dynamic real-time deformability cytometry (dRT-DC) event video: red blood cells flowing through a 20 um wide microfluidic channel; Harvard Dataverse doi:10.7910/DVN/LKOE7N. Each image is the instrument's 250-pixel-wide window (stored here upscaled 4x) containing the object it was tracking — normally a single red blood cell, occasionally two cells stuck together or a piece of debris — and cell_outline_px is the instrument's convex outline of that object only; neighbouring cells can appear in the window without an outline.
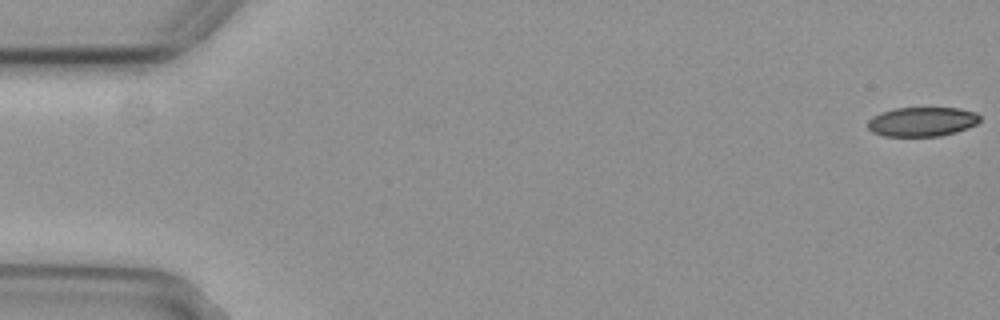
{"species": "common noctule bat (a hibernating species)", "species_latin": "Nyctalus noctula", "temperature_condition": "cold", "stored_images_in_passage": 55, "camera_frame_rate_fps": 3000, "um_per_image_px": 0.085, "animal": {"sex": "female", "body_mass_g": 29.2, "forearm_length_mm": 56.3}, "frame": {"image": 1, "passage_image": 1, "time_ms": 0.0, "image_size_px": [1000, 320], "cell_outline_px": [[980, 120], [976, 124], [968, 128], [956, 132], [940, 136], [884, 136], [872, 132], [868, 128], [868, 120], [872, 116], [880, 112], [896, 108], [960, 108], [976, 112], [980, 116]], "centroid_in_image_um": [78.38, 10.34], "position_along_channel_um": 6.6, "area_um2": 19.31}}
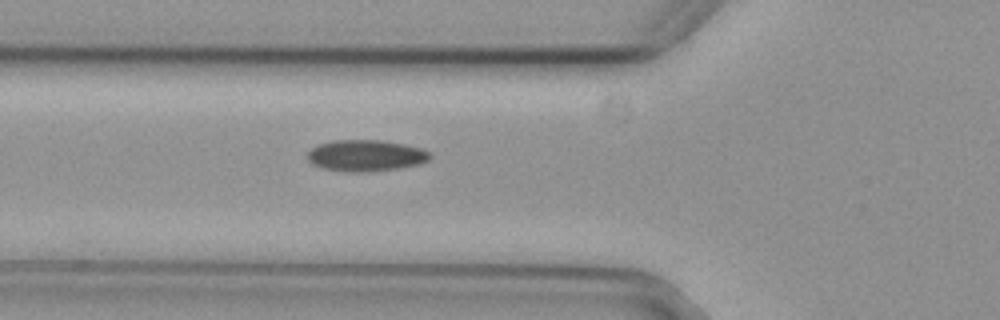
{"frame": {"image": 2, "passage_image": 20, "time_ms": 6.333, "image_size_px": [1000, 320], "cell_outline_px": [[432, 156], [428, 160], [420, 164], [400, 168], [364, 172], [344, 172], [320, 168], [312, 164], [308, 160], [308, 152], [312, 148], [320, 144], [332, 140], [380, 140], [404, 144], [424, 148]], "centroid_in_image_um": [31.1, 13.23], "position_along_channel_um": 94.7, "area_um2": 22.6}}
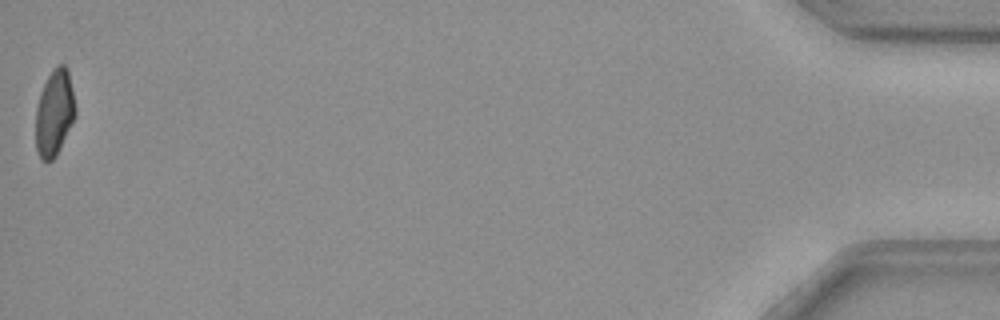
{"frame": {"image": 3, "passage_image": 55, "time_ms": 18.0, "image_size_px": [1000, 320], "cell_outline_px": [[76, 116], [56, 156], [52, 160], [40, 160], [36, 148], [36, 108], [40, 92], [52, 68], [56, 64], [64, 64], [68, 68], [76, 108]], "centroid_in_image_um": [4.63, 9.56], "position_along_channel_um": 430.6, "area_um2": 20.11}, "authors_computed_cell_mechanics": {"area_um2": 21.2704, "velocity_mm_per_s": 3.7684, "shape_relaxation_time_tau1_ms": 8.47, "shape_relaxation_time_tau2_ms": null, "deformation_change_tau1": 0.165, "deformation_change_tau2": null}}